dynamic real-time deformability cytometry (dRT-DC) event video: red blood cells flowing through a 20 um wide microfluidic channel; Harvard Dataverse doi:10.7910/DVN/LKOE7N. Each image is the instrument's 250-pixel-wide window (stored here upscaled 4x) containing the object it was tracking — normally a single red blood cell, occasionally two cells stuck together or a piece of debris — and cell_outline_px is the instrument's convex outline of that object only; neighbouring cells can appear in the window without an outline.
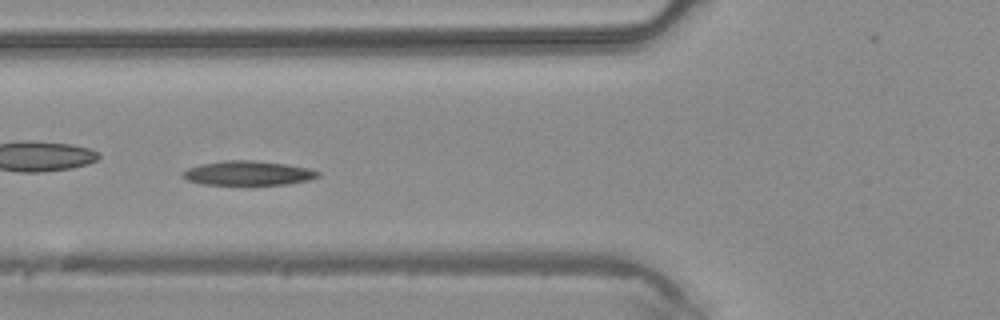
{"species": "common noctule bat (a hibernating species)", "species_latin": "Nyctalus noctula", "temperature_condition": "warm", "stored_images_in_passage": 5, "camera_frame_rate_fps": 3000, "um_per_image_px": 0.085, "animal": {"sex": "male", "body_mass_g": 20.4}, "frame": {"image": 1, "passage_image": 4, "time_ms": 1.0, "image_size_px": [1000, 320], "cell_outline_px": [[320, 176], [308, 180], [288, 184], [204, 184], [188, 180], [180, 176], [180, 172], [188, 168], [204, 164], [228, 160], [252, 160], [288, 164], [308, 168], [320, 172]], "centroid_in_image_um": [21.09, 14.71], "position_along_channel_um": 104.7, "area_um2": 19.02}}